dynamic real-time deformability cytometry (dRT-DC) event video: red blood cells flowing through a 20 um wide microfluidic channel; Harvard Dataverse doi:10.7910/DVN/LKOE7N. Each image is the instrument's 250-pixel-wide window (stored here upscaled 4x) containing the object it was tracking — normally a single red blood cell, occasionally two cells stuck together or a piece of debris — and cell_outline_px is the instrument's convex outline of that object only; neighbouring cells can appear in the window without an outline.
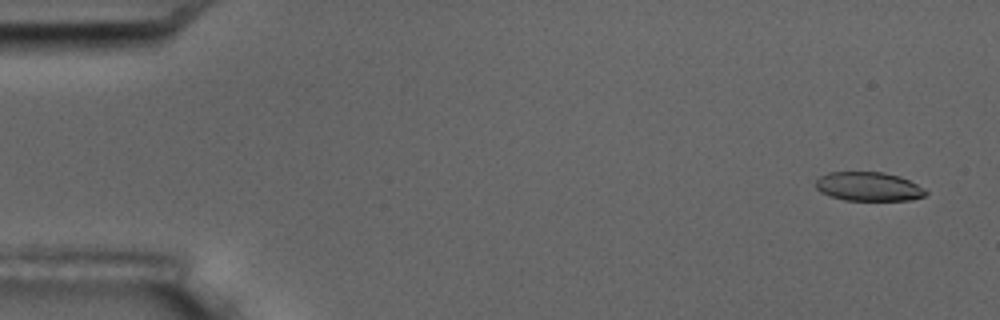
{"species": "common noctule bat (a hibernating species)", "species_latin": "Nyctalus noctula", "temperature_condition": "room temperature", "stored_images_in_passage": 4, "camera_frame_rate_fps": 3000, "um_per_image_px": 0.085, "animal": {"sex": "male", "body_mass_g": 17.5, "forearm_length_mm": 52.3}, "frame": {"image": 1, "passage_image": 1, "time_ms": 0.0, "image_size_px": [1000, 320], "cell_outline_px": [[928, 192], [924, 196], [908, 200], [844, 200], [828, 196], [820, 192], [816, 188], [816, 180], [820, 176], [828, 172], [884, 172], [900, 176], [924, 188]], "centroid_in_image_um": [73.8, 15.85], "position_along_channel_um": 11.2, "area_um2": 18.61}}
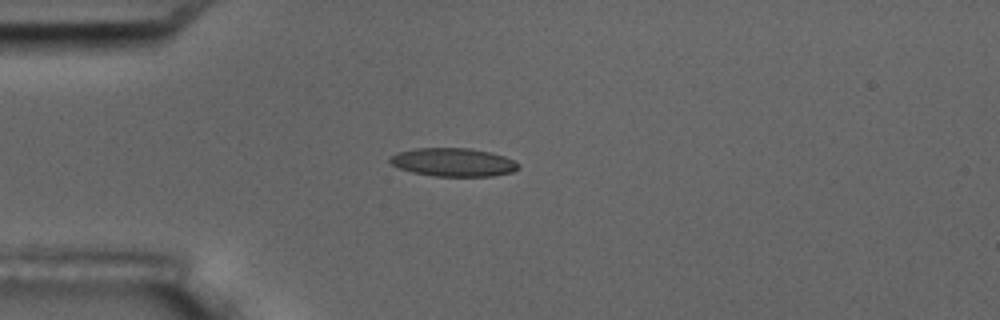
{"frame": {"image": 2, "passage_image": 4, "time_ms": 4.0, "image_size_px": [1000, 320], "cell_outline_px": [[520, 168], [512, 172], [492, 176], [432, 176], [412, 172], [400, 168], [392, 164], [388, 160], [396, 152], [412, 148], [468, 148], [492, 152], [504, 156], [520, 164]], "centroid_in_image_um": [38.53, 13.78], "position_along_channel_um": 46.5, "area_um2": 21.33}}